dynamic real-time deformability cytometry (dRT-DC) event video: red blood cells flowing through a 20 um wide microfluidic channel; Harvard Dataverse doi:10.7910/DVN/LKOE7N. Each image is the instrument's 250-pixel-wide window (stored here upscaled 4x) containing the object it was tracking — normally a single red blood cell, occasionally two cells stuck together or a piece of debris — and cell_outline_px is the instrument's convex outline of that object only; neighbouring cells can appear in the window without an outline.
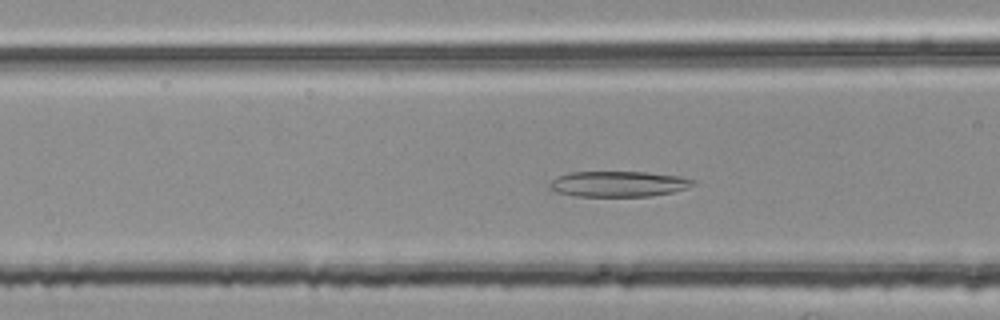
{"species": "common noctule bat (a hibernating species)", "species_latin": "Nyctalus noctula", "temperature_condition": "room temperature", "stored_images_in_passage": 34, "camera_frame_rate_fps": 3000, "um_per_image_px": 0.085, "animal": {"sex": "female", "body_mass_g": 25.1}, "frame": {"image": 1, "passage_image": 4, "time_ms": 1.0, "image_size_px": [1000, 320], "cell_outline_px": [[696, 184], [688, 188], [672, 192], [652, 196], [576, 196], [556, 192], [548, 188], [548, 184], [556, 176], [568, 172], [648, 172], [680, 176], [696, 180]], "centroid_in_image_um": [52.57, 15.63], "position_along_channel_um": 114.0, "area_um2": 21.68}}
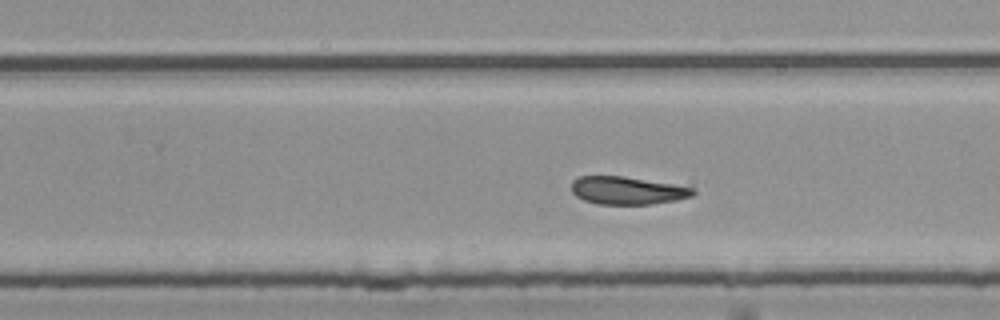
{"frame": {"image": 2, "passage_image": 17, "time_ms": 5.333, "image_size_px": [1000, 320], "cell_outline_px": [[696, 192], [692, 196], [676, 200], [648, 204], [596, 204], [584, 200], [576, 196], [572, 192], [572, 180], [580, 176], [624, 176], [696, 188]], "centroid_in_image_um": [53.31, 16.19], "position_along_channel_um": 276.5, "area_um2": 19.65}}
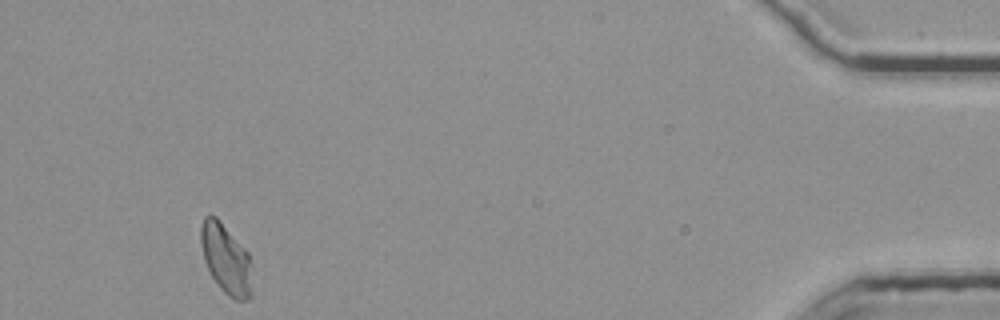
{"frame": {"image": 3, "passage_image": 34, "time_ms": 11.0, "image_size_px": [1000, 320], "cell_outline_px": [[252, 296], [248, 300], [236, 300], [228, 296], [220, 288], [212, 276], [204, 260], [200, 244], [200, 228], [204, 216], [216, 216], [248, 252], [252, 292]], "centroid_in_image_um": [19.19, 22.02], "position_along_channel_um": 416.0, "area_um2": 20.69}}